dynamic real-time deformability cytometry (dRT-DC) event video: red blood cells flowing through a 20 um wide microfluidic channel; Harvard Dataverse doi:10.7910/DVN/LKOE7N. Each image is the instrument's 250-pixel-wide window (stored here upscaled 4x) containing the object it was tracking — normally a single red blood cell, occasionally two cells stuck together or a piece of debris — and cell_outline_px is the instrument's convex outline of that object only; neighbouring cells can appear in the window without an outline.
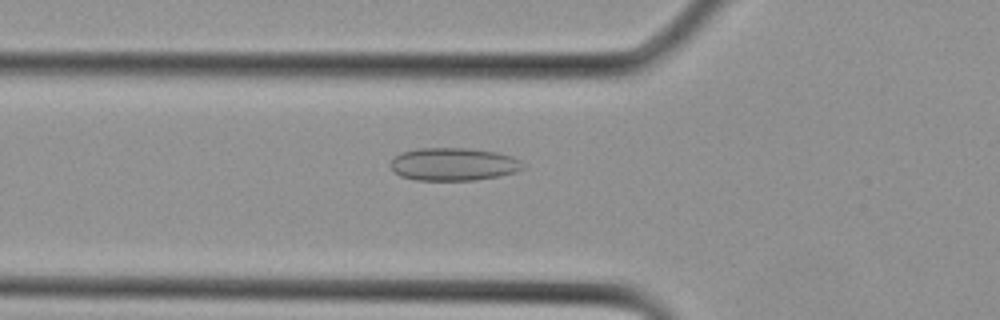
{"species": "Egyptian fruit bat (a non-hibernating species)", "species_latin": "Rousettus aegyptiacus", "temperature_condition": "cold", "stored_images_in_passage": 14, "camera_frame_rate_fps": 3000, "um_per_image_px": 0.085, "animal": {"sex": "female"}, "frame": {"image": 1, "passage_image": 10, "time_ms": 3.0, "image_size_px": [1000, 320], "cell_outline_px": [[524, 168], [516, 172], [476, 180], [416, 180], [400, 176], [388, 164], [392, 156], [400, 152], [416, 148], [468, 148], [496, 152], [512, 156], [520, 160], [524, 164]], "centroid_in_image_um": [38.5, 13.95], "position_along_channel_um": 87.3, "area_um2": 25.61}}
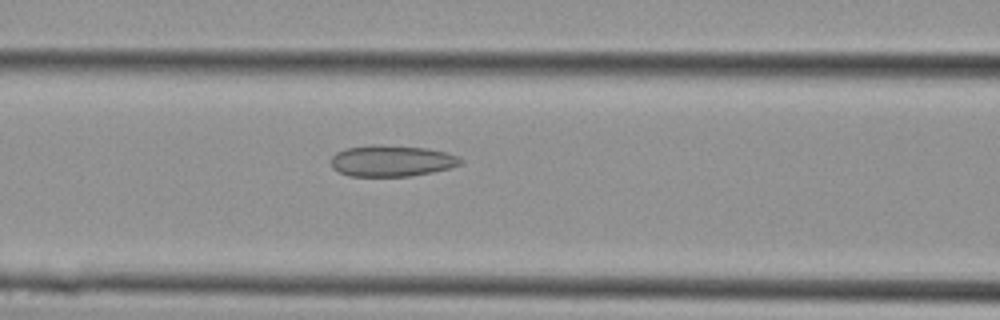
{"frame": {"image": 2, "passage_image": 12, "time_ms": 3.667, "image_size_px": [1000, 320], "cell_outline_px": [[464, 160], [460, 164], [448, 168], [432, 172], [412, 176], [348, 176], [332, 168], [332, 156], [336, 152], [344, 148], [372, 144], [376, 144], [428, 148], [460, 156]], "centroid_in_image_um": [33.28, 13.66], "position_along_channel_um": 133.3, "area_um2": 23.76}}
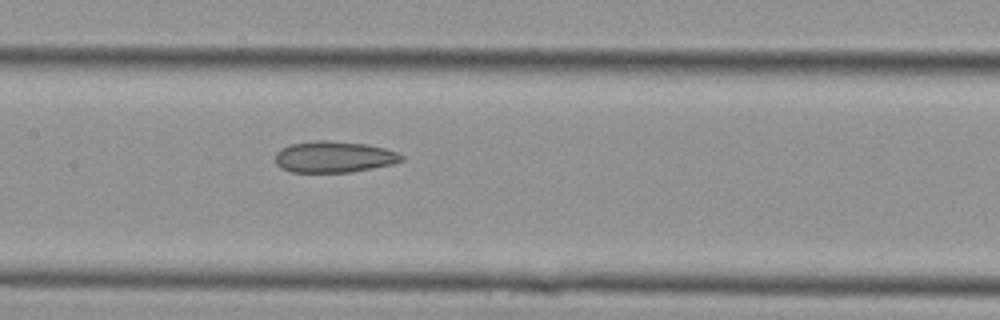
{"frame": {"image": 3, "passage_image": 14, "time_ms": 4.333, "image_size_px": [1000, 320], "cell_outline_px": [[404, 160], [392, 164], [352, 172], [292, 172], [280, 168], [276, 164], [276, 152], [280, 148], [292, 144], [312, 140], [328, 140], [364, 144], [384, 148], [396, 152], [404, 156]], "centroid_in_image_um": [28.36, 13.33], "position_along_channel_um": 179.0, "area_um2": 23.06}}